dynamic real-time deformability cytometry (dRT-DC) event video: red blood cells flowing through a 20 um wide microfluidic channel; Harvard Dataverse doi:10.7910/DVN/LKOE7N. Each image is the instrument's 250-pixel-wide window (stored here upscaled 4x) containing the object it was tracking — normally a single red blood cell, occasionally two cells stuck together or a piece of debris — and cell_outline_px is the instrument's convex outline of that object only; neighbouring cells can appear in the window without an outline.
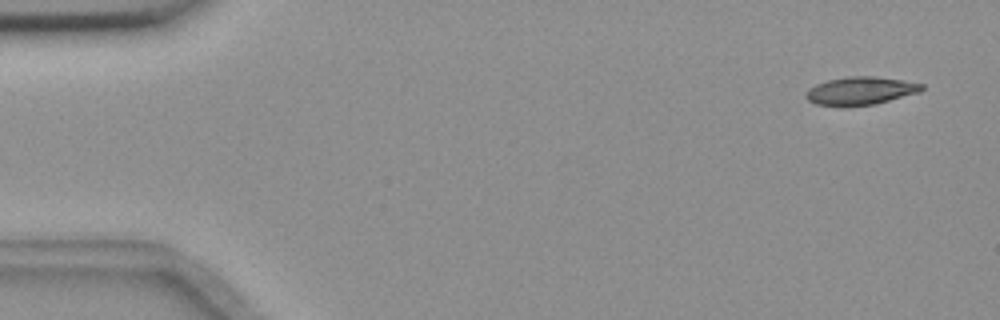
{"species": "common noctule bat (a hibernating species)", "species_latin": "Nyctalus noctula", "temperature_condition": "room temperature", "stored_images_in_passage": 6, "camera_frame_rate_fps": 3000, "um_per_image_px": 0.085, "animal": {"sex": "female", "body_mass_g": 18.4}, "frame": {"image": 1, "passage_image": 1, "time_ms": 0.0, "image_size_px": [1000, 320], "cell_outline_px": [[924, 88], [920, 92], [876, 104], [844, 108], [816, 104], [808, 100], [804, 96], [804, 92], [808, 88], [816, 84], [828, 80], [848, 76], [872, 76], [904, 80], [924, 84]], "centroid_in_image_um": [73.11, 7.74], "position_along_channel_um": 11.9, "area_um2": 19.42}}
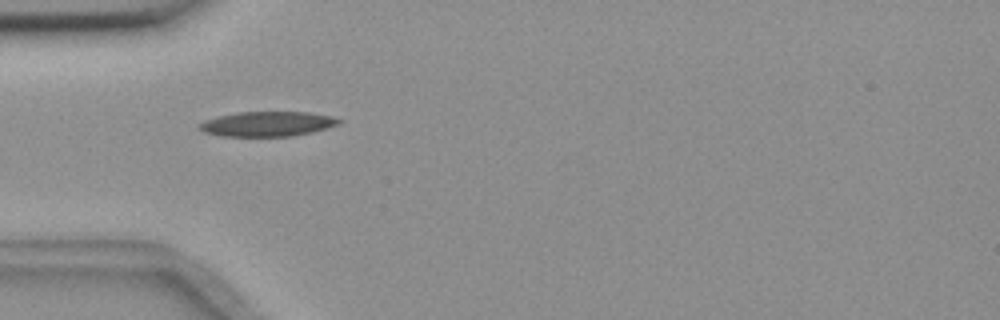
{"frame": {"image": 2, "passage_image": 5, "time_ms": 1.333, "image_size_px": [1000, 320], "cell_outline_px": [[344, 120], [340, 124], [312, 132], [292, 136], [220, 136], [204, 132], [196, 128], [204, 120], [236, 112], [308, 112], [332, 116]], "centroid_in_image_um": [22.74, 10.53], "position_along_channel_um": 62.3, "area_um2": 20.29}}
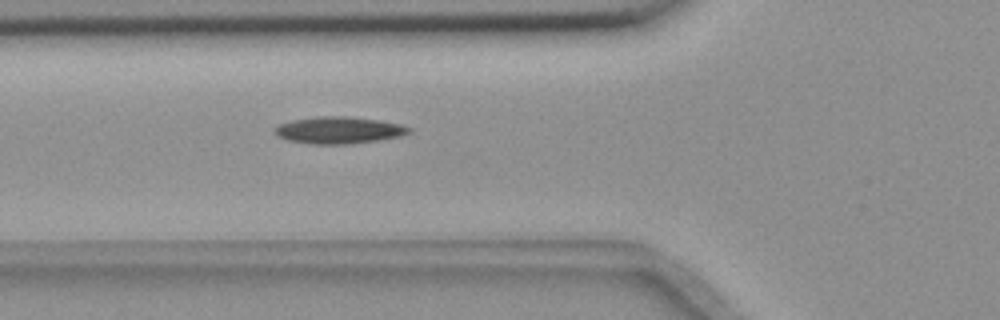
{"frame": {"image": 3, "passage_image": 6, "time_ms": 1.667, "image_size_px": [1000, 320], "cell_outline_px": [[412, 132], [400, 136], [376, 140], [348, 144], [312, 144], [288, 140], [276, 136], [272, 128], [276, 124], [292, 120], [316, 116], [344, 116], [380, 120], [404, 124], [412, 128]], "centroid_in_image_um": [28.77, 11.05], "position_along_channel_um": 97.0, "area_um2": 21.33}}